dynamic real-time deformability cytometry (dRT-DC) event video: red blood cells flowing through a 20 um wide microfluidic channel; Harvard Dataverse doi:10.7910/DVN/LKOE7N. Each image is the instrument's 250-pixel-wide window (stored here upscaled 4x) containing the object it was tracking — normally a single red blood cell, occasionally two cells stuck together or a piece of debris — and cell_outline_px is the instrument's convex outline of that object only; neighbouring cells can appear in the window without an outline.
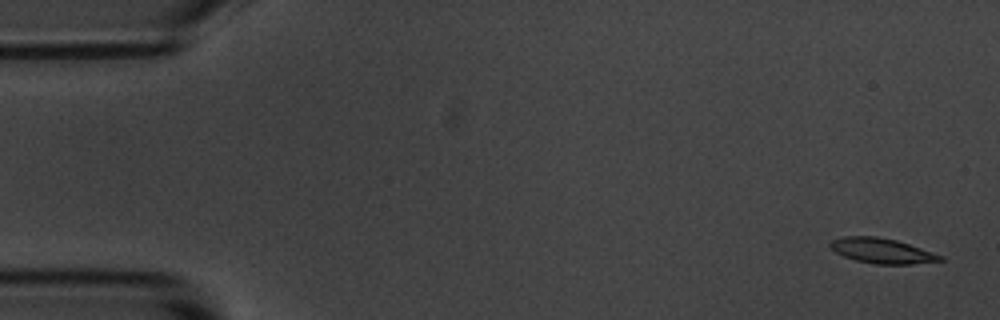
{"species": "common noctule bat (a hibernating species)", "species_latin": "Nyctalus noctula", "temperature_condition": "room temperature", "stored_images_in_passage": 5, "camera_frame_rate_fps": 3000, "um_per_image_px": 0.085, "animal": {"sex": "male", "body_mass_g": 20.1, "forearm_length_mm": 53.5}, "frame": {"image": 1, "passage_image": 1, "time_ms": 0.0, "image_size_px": [1000, 320], "cell_outline_px": [[944, 260], [912, 264], [876, 264], [856, 260], [844, 256], [836, 252], [828, 244], [832, 240], [844, 236], [876, 236], [896, 240], [944, 256]], "centroid_in_image_um": [74.96, 21.31], "position_along_channel_um": 10.0, "area_um2": 15.9}}
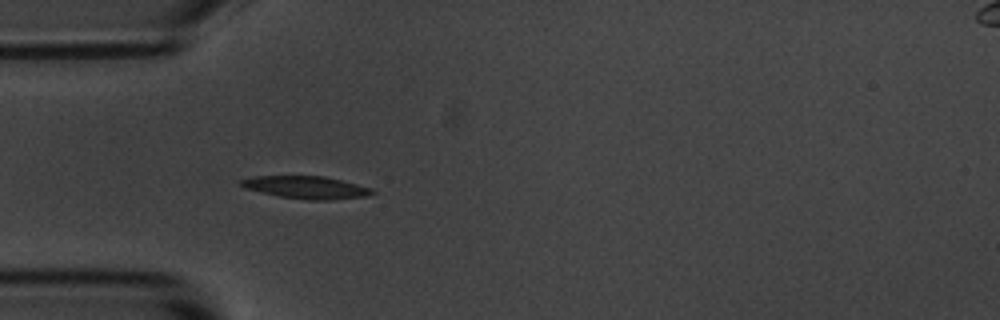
{"frame": {"image": 2, "passage_image": 5, "time_ms": 4.667, "image_size_px": [1000, 320], "cell_outline_px": [[376, 192], [368, 196], [328, 200], [308, 200], [280, 196], [244, 188], [240, 184], [240, 180], [252, 176], [324, 176], [372, 188]], "centroid_in_image_um": [26.04, 15.93], "position_along_channel_um": 59.0, "area_um2": 17.11}}